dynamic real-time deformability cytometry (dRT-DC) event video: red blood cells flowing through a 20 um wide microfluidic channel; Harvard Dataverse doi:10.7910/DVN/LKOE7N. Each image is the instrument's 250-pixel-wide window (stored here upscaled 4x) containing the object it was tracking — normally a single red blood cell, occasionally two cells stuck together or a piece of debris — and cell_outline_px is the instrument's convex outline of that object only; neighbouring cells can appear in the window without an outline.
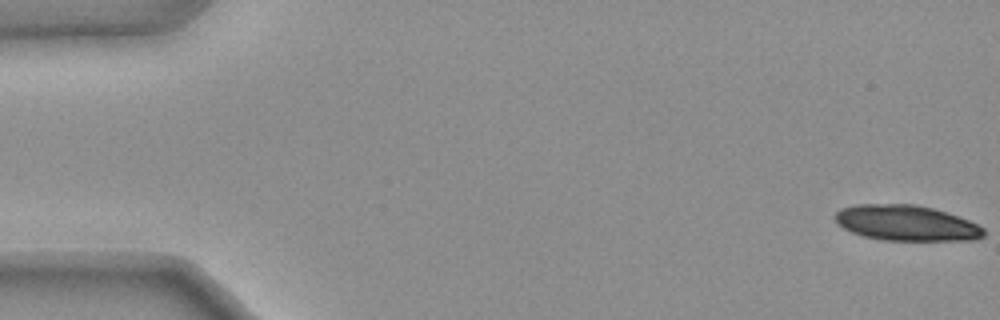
{"species": "common noctule bat (a hibernating species)", "species_latin": "Nyctalus noctula", "temperature_condition": "warm", "stored_images_in_passage": 14, "camera_frame_rate_fps": 3000, "um_per_image_px": 0.085, "animal": {"sex": "female", "body_mass_g": 25.1}, "frame": {"image": 1, "passage_image": 1, "time_ms": 0.0, "image_size_px": [1000, 320], "cell_outline_px": [[980, 236], [924, 240], [916, 240], [876, 236], [860, 232], [844, 224], [840, 220], [840, 216], [844, 212], [852, 208], [924, 208], [940, 212], [964, 220], [980, 228]], "centroid_in_image_um": [77.19, 19.01], "position_along_channel_um": 7.8, "area_um2": 24.62}}
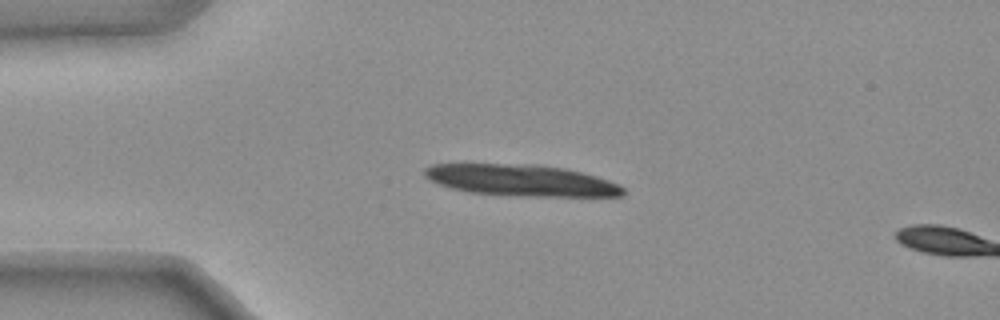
{"frame": {"image": 2, "passage_image": 13, "time_ms": 4.0, "image_size_px": [1000, 320], "cell_outline_px": [[620, 192], [516, 192], [468, 188], [452, 184], [440, 180], [432, 176], [432, 172], [436, 168], [508, 168], [564, 172], [584, 176], [620, 188]], "centroid_in_image_um": [44.29, 15.34], "position_along_channel_um": 40.7, "area_um2": 24.16}}